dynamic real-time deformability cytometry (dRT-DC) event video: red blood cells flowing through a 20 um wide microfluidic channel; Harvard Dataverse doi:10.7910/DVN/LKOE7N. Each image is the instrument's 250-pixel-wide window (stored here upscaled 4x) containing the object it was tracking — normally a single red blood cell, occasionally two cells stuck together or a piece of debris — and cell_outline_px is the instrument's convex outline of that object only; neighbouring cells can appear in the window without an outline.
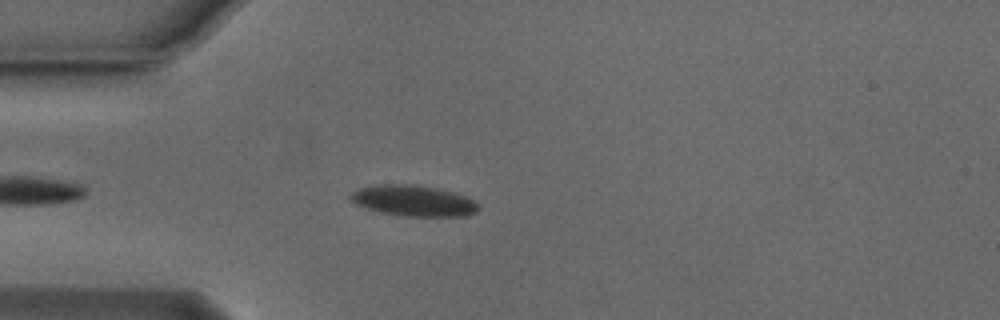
{"species": "Egyptian fruit bat (a non-hibernating species)", "species_latin": "Rousettus aegyptiacus", "temperature_condition": "cold", "stored_images_in_passage": 38, "camera_frame_rate_fps": 3000, "um_per_image_px": 0.085, "animal": {"sex": "male"}, "frame": {"image": 1, "passage_image": 6, "time_ms": 1.667, "image_size_px": [1000, 320], "cell_outline_px": [[480, 208], [476, 212], [468, 216], [404, 216], [380, 212], [356, 204], [348, 196], [356, 188], [380, 184], [404, 184], [436, 188], [452, 192], [464, 196], [472, 200]], "centroid_in_image_um": [35.12, 17.06], "position_along_channel_um": 49.9, "area_um2": 22.77}}
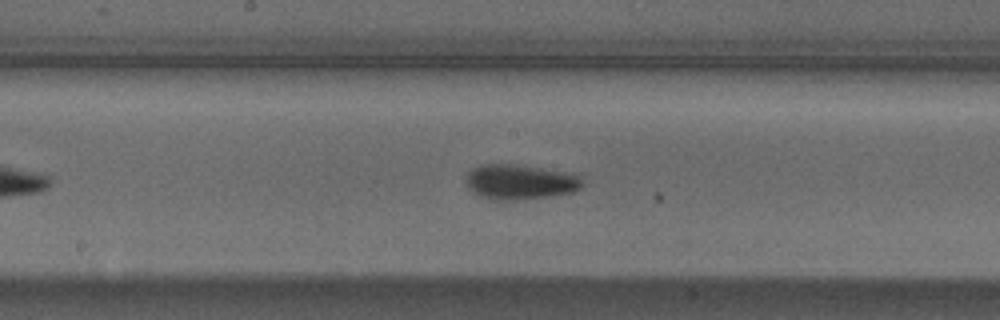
{"frame": {"image": 2, "passage_image": 19, "time_ms": 6.0, "image_size_px": [1000, 320], "cell_outline_px": [[584, 184], [580, 188], [572, 192], [548, 196], [512, 200], [480, 196], [468, 184], [468, 172], [472, 168], [480, 164], [516, 164], [564, 172], [576, 176]], "centroid_in_image_um": [44.21, 15.44], "position_along_channel_um": 204.0, "area_um2": 22.83}}
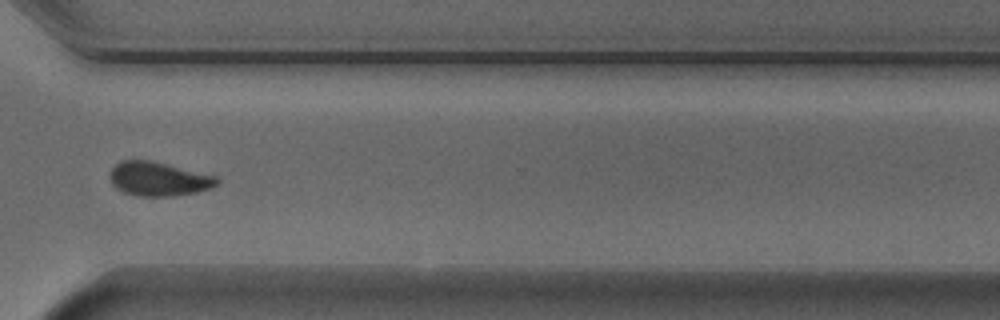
{"frame": {"image": 3, "passage_image": 31, "time_ms": 10.0, "image_size_px": [1000, 320], "cell_outline_px": [[220, 180], [212, 188], [196, 192], [172, 196], [136, 196], [124, 192], [116, 188], [112, 184], [108, 176], [112, 168], [120, 160], [152, 160], [216, 176]], "centroid_in_image_um": [13.45, 15.2], "position_along_channel_um": 357.2, "area_um2": 21.33}, "authors_computed_cell_mechanics": {"area_um2": 22.1085, "velocity_mm_per_s": 3.8284, "shape_relaxation_time_tau1_ms": 3.136, "shape_relaxation_time_tau2_ms": 3.622, "deformation_change_tau1": 0.1014, "deformation_change_tau2": 0.0725}}